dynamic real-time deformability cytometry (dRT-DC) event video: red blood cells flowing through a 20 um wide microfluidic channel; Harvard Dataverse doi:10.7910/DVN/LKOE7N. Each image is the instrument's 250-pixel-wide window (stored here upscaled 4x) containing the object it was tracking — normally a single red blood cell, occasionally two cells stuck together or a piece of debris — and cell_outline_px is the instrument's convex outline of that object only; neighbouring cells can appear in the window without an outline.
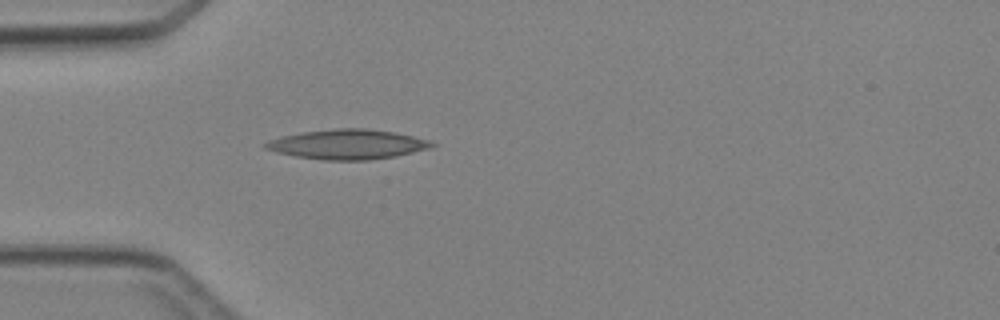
{"species": "Egyptian fruit bat (a non-hibernating species)", "species_latin": "Rousettus aegyptiacus", "temperature_condition": "cold", "stored_images_in_passage": 1, "camera_frame_rate_fps": 3000, "um_per_image_px": 0.085, "animal": {"sex": "female"}, "frame": {"image": 1, "passage_image": 1, "time_ms": 0.0, "image_size_px": [1000, 320], "cell_outline_px": [[436, 144], [428, 148], [396, 156], [368, 160], [324, 160], [296, 156], [276, 152], [264, 148], [260, 144], [268, 140], [280, 136], [304, 132], [340, 128], [364, 128], [396, 132], [428, 140]], "centroid_in_image_um": [29.49, 12.26], "position_along_channel_um": 55.5, "area_um2": 28.73}}